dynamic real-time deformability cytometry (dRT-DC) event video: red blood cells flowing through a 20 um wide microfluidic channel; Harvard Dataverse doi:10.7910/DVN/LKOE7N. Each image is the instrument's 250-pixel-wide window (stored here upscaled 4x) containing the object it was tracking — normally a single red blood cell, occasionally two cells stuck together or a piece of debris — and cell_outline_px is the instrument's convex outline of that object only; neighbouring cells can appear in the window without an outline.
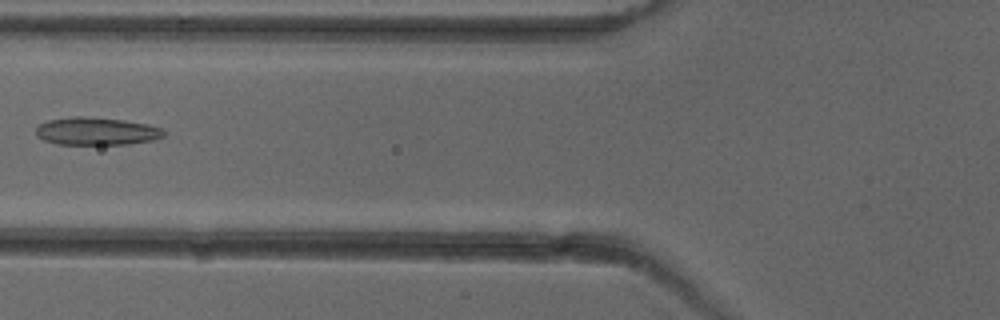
{"species": "common noctule bat (a hibernating species)", "species_latin": "Nyctalus noctula", "temperature_condition": "cold", "stored_images_in_passage": 6, "camera_frame_rate_fps": 3000, "um_per_image_px": 0.085, "animal": {"sex": "female"}, "frame": {"image": 1, "passage_image": 6, "time_ms": 6.667, "image_size_px": [1000, 320], "cell_outline_px": [[164, 136], [152, 140], [128, 144], [56, 144], [44, 140], [36, 136], [36, 128], [40, 124], [48, 120], [76, 116], [84, 116], [124, 120], [148, 124], [160, 128], [164, 132]], "centroid_in_image_um": [8.18, 11.15], "position_along_channel_um": 117.6, "area_um2": 20.58}}